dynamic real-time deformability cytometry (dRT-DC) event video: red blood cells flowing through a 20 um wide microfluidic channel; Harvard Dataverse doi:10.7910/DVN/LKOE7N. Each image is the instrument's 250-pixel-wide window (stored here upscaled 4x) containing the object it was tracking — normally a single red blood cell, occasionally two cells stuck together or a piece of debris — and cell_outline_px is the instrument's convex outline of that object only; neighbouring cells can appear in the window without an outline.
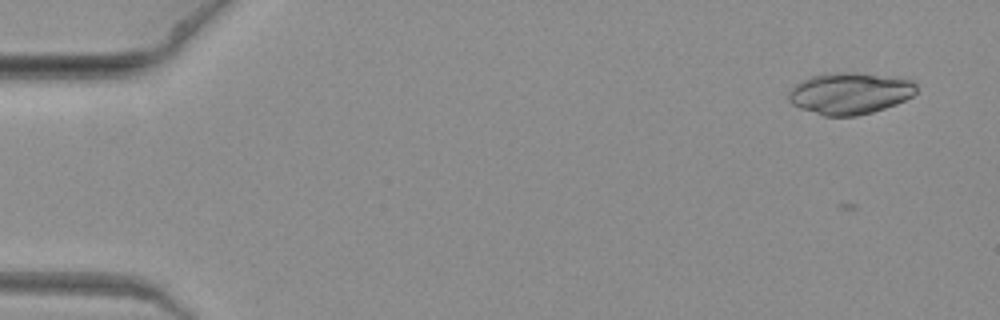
{"species": "common noctule bat (a hibernating species)", "species_latin": "Nyctalus noctula", "temperature_condition": "warm", "stored_images_in_passage": 8, "camera_frame_rate_fps": 3000, "um_per_image_px": 0.085, "animal": {"sex": "female", "body_mass_g": 19.3, "forearm_length_mm": 54.1}, "frame": {"image": 1, "passage_image": 2, "time_ms": 0.333, "image_size_px": [1000, 320], "cell_outline_px": [[916, 92], [912, 96], [896, 104], [872, 112], [856, 116], [824, 116], [800, 108], [792, 104], [788, 100], [788, 92], [796, 84], [812, 76], [824, 72], [852, 72], [896, 76], [912, 80], [916, 84]], "centroid_in_image_um": [72.24, 7.92], "position_along_channel_um": 12.8, "area_um2": 31.27}}